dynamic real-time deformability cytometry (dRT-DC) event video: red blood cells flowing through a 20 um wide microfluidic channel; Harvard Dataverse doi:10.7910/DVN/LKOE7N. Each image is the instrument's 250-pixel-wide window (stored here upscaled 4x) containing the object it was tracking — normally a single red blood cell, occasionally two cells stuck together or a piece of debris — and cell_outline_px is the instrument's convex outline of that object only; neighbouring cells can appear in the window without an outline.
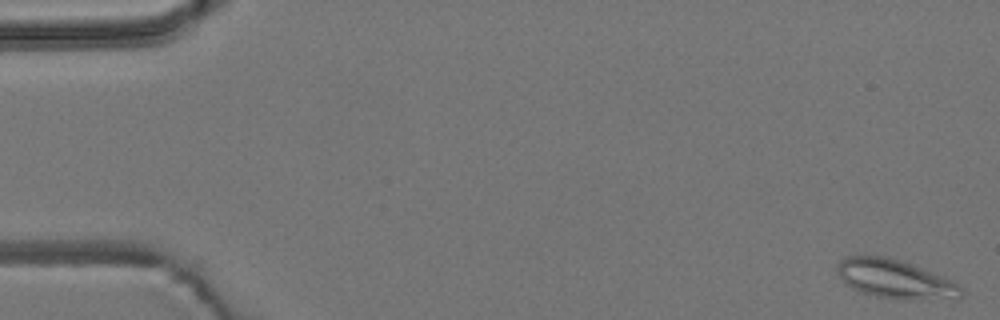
{"species": "common noctule bat (a hibernating species)", "species_latin": "Nyctalus noctula", "temperature_condition": "room temperature", "stored_images_in_passage": 53, "camera_frame_rate_fps": 3000, "um_per_image_px": 0.085, "animal": {"sex": "male", "body_mass_g": 19.2, "forearm_length_mm": 51.8}, "frame": {"image": 1, "passage_image": 1, "time_ms": 0.0, "image_size_px": [1000, 320], "cell_outline_px": [[964, 292], [960, 296], [920, 300], [900, 300], [876, 296], [852, 288], [836, 272], [836, 264], [844, 256], [884, 256], [900, 260], [912, 264], [944, 276], [960, 284], [964, 288]], "centroid_in_image_um": [76.1, 23.71], "position_along_channel_um": 8.9, "area_um2": 28.03}}
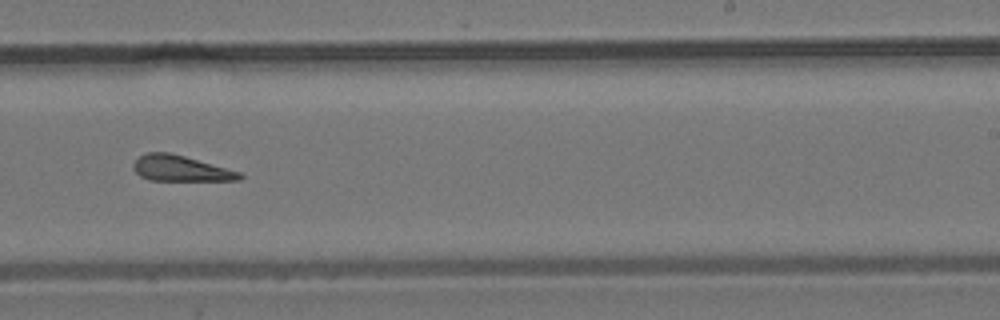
{"frame": {"image": 2, "passage_image": 33, "time_ms": 10.667, "image_size_px": [1000, 320], "cell_outline_px": [[244, 176], [240, 180], [148, 180], [140, 176], [132, 168], [132, 164], [140, 156], [148, 152], [168, 152], [184, 156], [240, 172]], "centroid_in_image_um": [15.32, 14.32], "position_along_channel_um": 273.7, "area_um2": 15.72}}
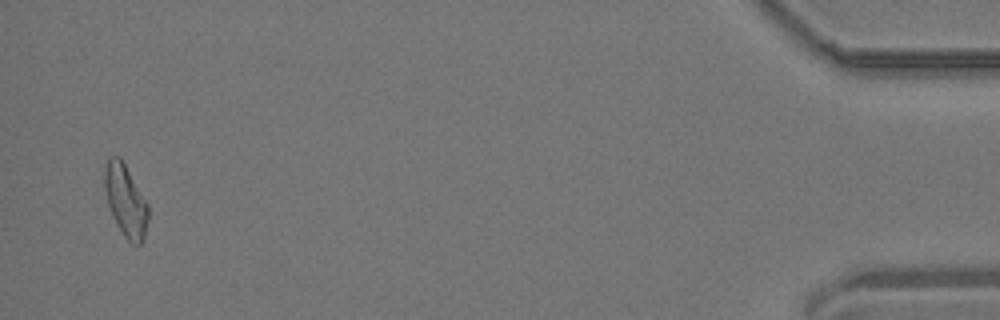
{"frame": {"image": 3, "passage_image": 52, "time_ms": 17.0, "image_size_px": [1000, 320], "cell_outline_px": [[148, 220], [144, 236], [140, 244], [132, 244], [124, 236], [116, 224], [112, 216], [108, 204], [104, 188], [104, 172], [108, 156], [120, 156], [148, 204]], "centroid_in_image_um": [10.66, 17.04], "position_along_channel_um": 424.5, "area_um2": 18.21}, "authors_computed_cell_mechanics": {"area_um2": 17.8602, "velocity_mm_per_s": 3.8098, "shape_relaxation_time_tau1_ms": null, "shape_relaxation_time_tau2_ms": 4.469, "deformation_change_tau1": null, "deformation_change_tau2": 0.1432}}